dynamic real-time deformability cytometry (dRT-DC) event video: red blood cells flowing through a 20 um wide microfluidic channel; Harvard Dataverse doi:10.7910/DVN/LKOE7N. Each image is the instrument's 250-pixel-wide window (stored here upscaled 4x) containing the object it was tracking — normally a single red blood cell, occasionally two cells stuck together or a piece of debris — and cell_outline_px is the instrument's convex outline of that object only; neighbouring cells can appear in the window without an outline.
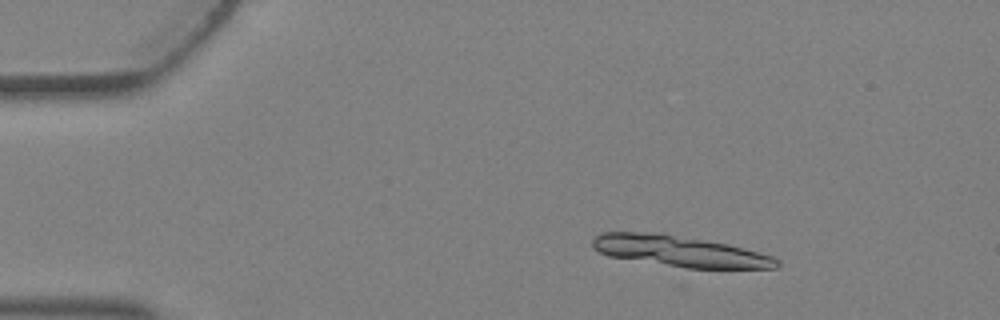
{"species": "Egyptian fruit bat (a non-hibernating species)", "species_latin": "Rousettus aegyptiacus", "temperature_condition": "warm", "stored_images_in_passage": 4, "camera_frame_rate_fps": 3000, "um_per_image_px": 0.085, "animal": {"sex": "female"}, "frame": {"image": 1, "passage_image": 2, "time_ms": 0.333, "image_size_px": [1000, 320], "cell_outline_px": [[780, 264], [776, 268], [688, 268], [608, 256], [592, 248], [592, 240], [600, 232], [660, 232], [728, 244], [744, 248], [772, 256], [780, 260]], "centroid_in_image_um": [57.76, 21.34], "position_along_channel_um": 27.2, "area_um2": 33.18}}
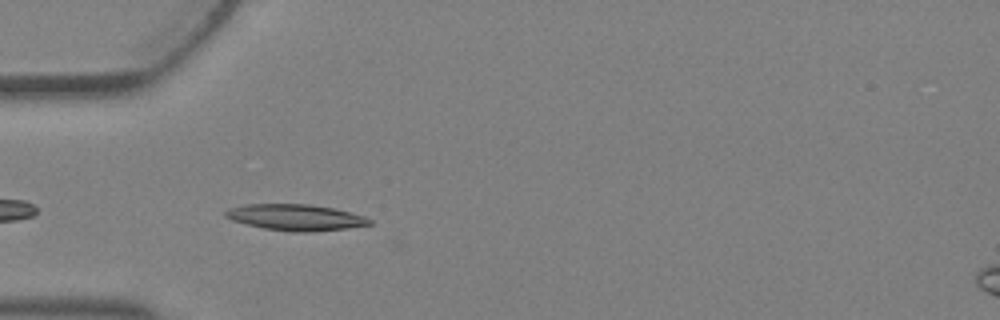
{"frame": {"image": 2, "passage_image": 4, "time_ms": 1.0, "image_size_px": [1000, 320], "cell_outline_px": [[372, 224], [348, 228], [312, 232], [292, 232], [264, 228], [232, 220], [224, 216], [224, 212], [228, 208], [244, 204], [308, 204], [336, 208], [352, 212], [364, 216], [372, 220]], "centroid_in_image_um": [25.15, 18.47], "position_along_channel_um": 59.9, "area_um2": 22.14}}